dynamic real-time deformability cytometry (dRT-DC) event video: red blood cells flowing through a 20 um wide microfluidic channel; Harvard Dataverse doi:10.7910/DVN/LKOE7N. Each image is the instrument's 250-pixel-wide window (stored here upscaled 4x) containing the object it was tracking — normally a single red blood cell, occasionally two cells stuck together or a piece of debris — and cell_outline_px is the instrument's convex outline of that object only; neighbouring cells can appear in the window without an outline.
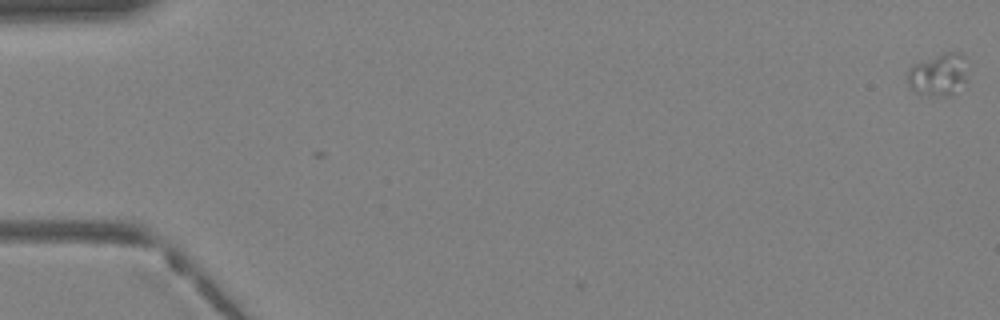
{"species": "Egyptian fruit bat (a non-hibernating species)", "species_latin": "Rousettus aegyptiacus", "temperature_condition": "warm", "stored_images_in_passage": 2, "camera_frame_rate_fps": 3000, "um_per_image_px": 0.085, "animal": {"sex": "female"}, "frame": {"image": 1, "passage_image": 2, "time_ms": 0.333, "image_size_px": [1000, 320], "cell_outline_px": [[964, 80], [952, 96], [928, 96], [912, 92], [908, 88], [908, 68], [912, 64], [944, 52], [960, 52], [964, 56]], "centroid_in_image_um": [79.67, 6.36], "position_along_channel_um": 5.3, "area_um2": 14.85}}